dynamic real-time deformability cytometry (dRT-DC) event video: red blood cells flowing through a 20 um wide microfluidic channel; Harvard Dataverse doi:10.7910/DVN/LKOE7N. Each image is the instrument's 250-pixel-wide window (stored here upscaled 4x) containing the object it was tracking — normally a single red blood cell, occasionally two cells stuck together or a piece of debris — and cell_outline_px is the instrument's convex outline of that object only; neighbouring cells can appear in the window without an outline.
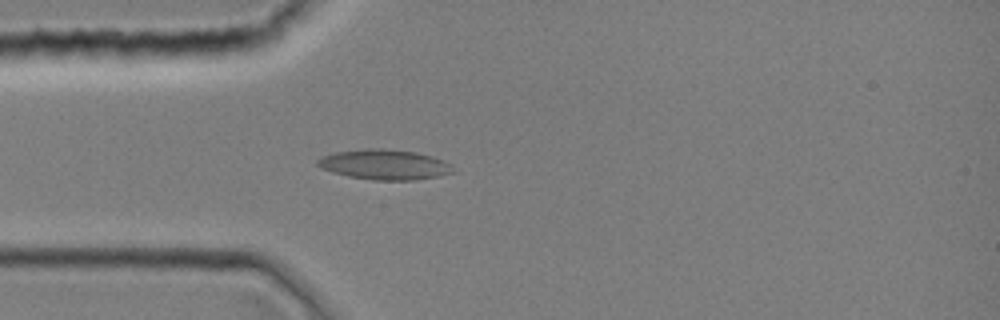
{"species": "common noctule bat (a hibernating species)", "species_latin": "Nyctalus noctula", "temperature_condition": "room temperature", "stored_images_in_passage": 1, "camera_frame_rate_fps": 3000, "um_per_image_px": 0.085, "animal": {"sex": "female", "body_mass_g": 19.0, "forearm_length_mm": 51.5}, "frame": {"image": 1, "passage_image": 1, "time_ms": 0.0, "image_size_px": [1000, 320], "cell_outline_px": [[456, 172], [440, 176], [412, 180], [372, 180], [348, 176], [332, 172], [320, 168], [316, 164], [316, 160], [320, 156], [336, 152], [364, 148], [384, 148], [416, 152], [432, 156], [444, 160], [452, 164]], "centroid_in_image_um": [32.69, 13.98], "position_along_channel_um": 52.3, "area_um2": 24.16}}